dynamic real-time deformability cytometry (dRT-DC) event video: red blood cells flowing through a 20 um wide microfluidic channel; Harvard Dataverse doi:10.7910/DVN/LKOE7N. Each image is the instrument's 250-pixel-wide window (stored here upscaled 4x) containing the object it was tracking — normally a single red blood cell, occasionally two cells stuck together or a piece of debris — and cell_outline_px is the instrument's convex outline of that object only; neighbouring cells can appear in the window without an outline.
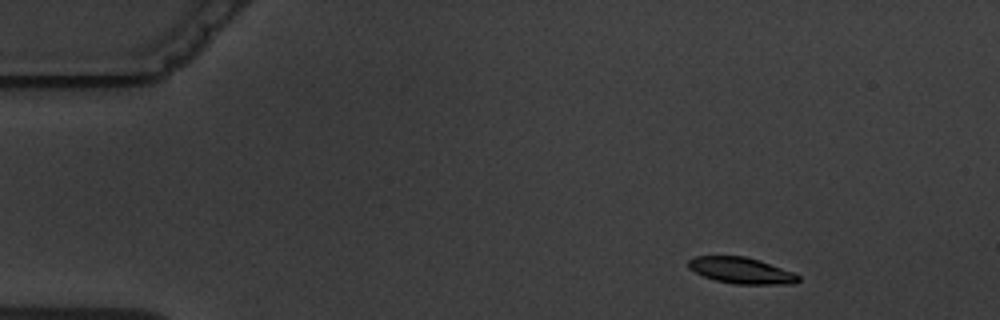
{"species": "common noctule bat (a hibernating species)", "species_latin": "Nyctalus noctula", "temperature_condition": "warm", "stored_images_in_passage": 4, "camera_frame_rate_fps": 3000, "um_per_image_px": 0.085, "animal": {"sex": "male", "body_mass_g": 19.5, "forearm_length_mm": 54.6}, "frame": {"image": 1, "passage_image": 1, "time_ms": 0.0, "image_size_px": [1000, 320], "cell_outline_px": [[800, 280], [796, 284], [736, 284], [716, 280], [704, 276], [688, 268], [688, 260], [692, 256], [744, 256], [760, 260], [796, 272], [800, 276]], "centroid_in_image_um": [63.06, 22.99], "position_along_channel_um": 21.9, "area_um2": 16.99}}
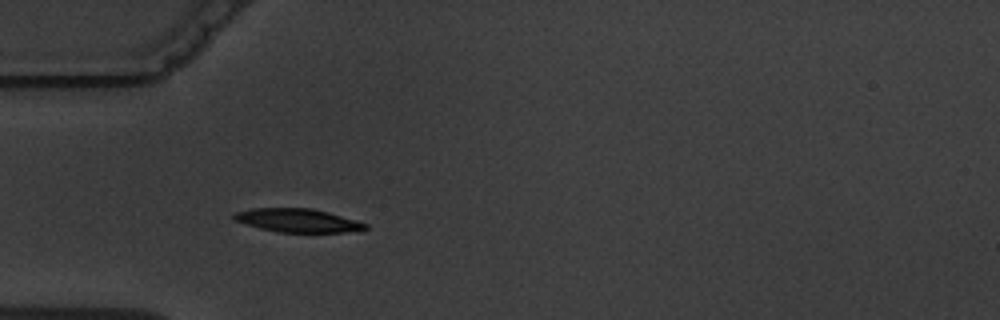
{"frame": {"image": 2, "passage_image": 3, "time_ms": 3.333, "image_size_px": [1000, 320], "cell_outline_px": [[368, 228], [344, 232], [276, 232], [260, 228], [236, 220], [232, 216], [236, 212], [252, 208], [312, 208], [328, 212], [356, 220], [368, 224]], "centroid_in_image_um": [25.31, 18.73], "position_along_channel_um": 59.7, "area_um2": 17.74}}